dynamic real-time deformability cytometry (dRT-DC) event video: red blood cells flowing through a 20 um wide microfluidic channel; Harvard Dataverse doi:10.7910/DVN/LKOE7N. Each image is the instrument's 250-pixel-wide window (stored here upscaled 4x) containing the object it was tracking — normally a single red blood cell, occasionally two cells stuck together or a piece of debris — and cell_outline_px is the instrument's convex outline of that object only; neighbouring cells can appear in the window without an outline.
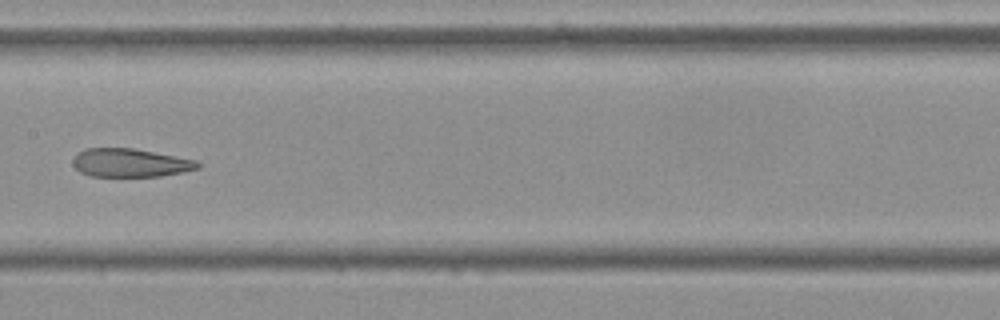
{"species": "Egyptian fruit bat (a non-hibernating species)", "species_latin": "Rousettus aegyptiacus", "temperature_condition": "cold", "stored_images_in_passage": 9, "camera_frame_rate_fps": 3000, "um_per_image_px": 0.085, "frame": {"image": 1, "passage_image": 6, "time_ms": 1.667, "image_size_px": [1000, 320], "cell_outline_px": [[200, 168], [184, 172], [160, 176], [92, 176], [80, 172], [72, 164], [72, 160], [84, 148], [132, 148], [176, 156], [196, 160], [200, 164]], "centroid_in_image_um": [11.08, 13.84], "position_along_channel_um": 196.3, "area_um2": 20.58}}
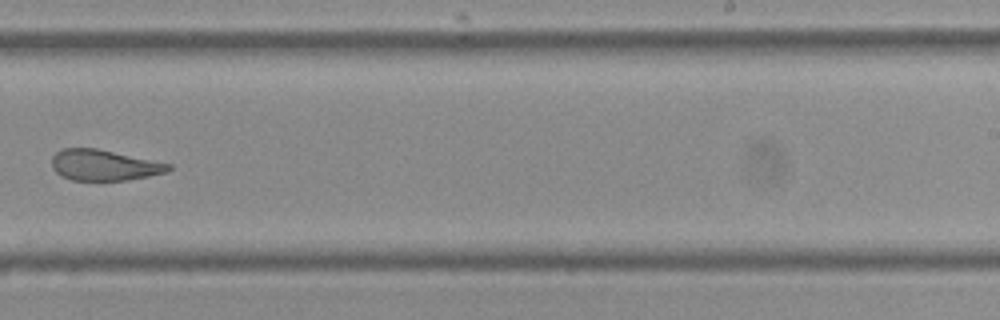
{"frame": {"image": 2, "passage_image": 8, "time_ms": 2.333, "image_size_px": [1000, 320], "cell_outline_px": [[172, 168], [168, 172], [128, 180], [72, 180], [56, 172], [52, 168], [52, 156], [56, 152], [64, 148], [96, 148], [172, 164]], "centroid_in_image_um": [8.86, 14.03], "position_along_channel_um": 280.1, "area_um2": 20.87}}
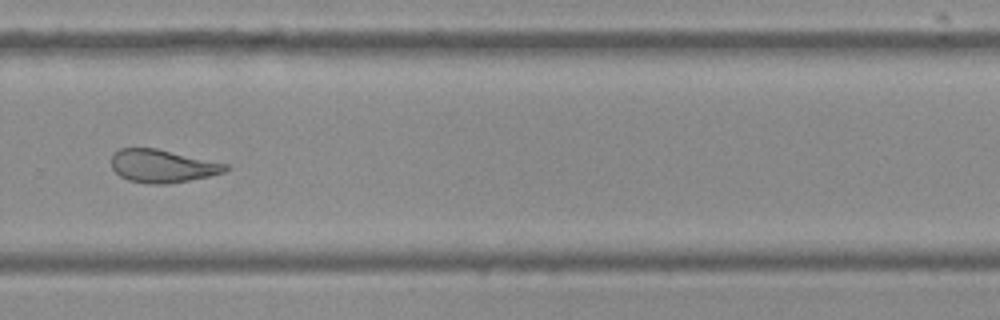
{"frame": {"image": 3, "passage_image": 9, "time_ms": 2.667, "image_size_px": [1000, 320], "cell_outline_px": [[232, 168], [224, 172], [208, 176], [168, 184], [148, 184], [128, 180], [120, 176], [112, 168], [112, 156], [120, 148], [156, 148], [228, 164]], "centroid_in_image_um": [13.82, 14.11], "position_along_channel_um": 316.0, "area_um2": 21.85}}